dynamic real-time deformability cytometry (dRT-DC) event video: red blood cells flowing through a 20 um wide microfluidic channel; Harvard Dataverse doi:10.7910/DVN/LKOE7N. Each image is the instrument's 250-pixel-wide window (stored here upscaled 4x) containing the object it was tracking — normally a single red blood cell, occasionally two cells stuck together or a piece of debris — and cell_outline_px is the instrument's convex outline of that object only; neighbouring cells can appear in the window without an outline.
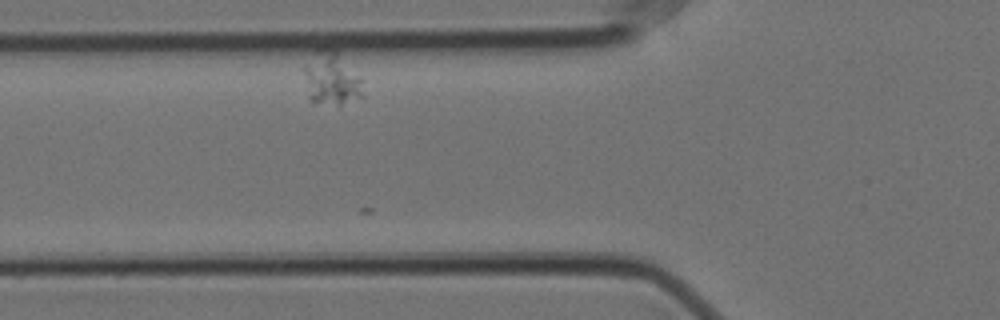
{"species": "Egyptian fruit bat (a non-hibernating species)", "species_latin": "Rousettus aegyptiacus", "temperature_condition": "cold", "stored_images_in_passage": 14, "camera_frame_rate_fps": 3000, "um_per_image_px": 0.085, "animal": {"sex": "female"}, "frame": {"image": 1, "passage_image": 5, "time_ms": 1.333, "image_size_px": [1000, 320], "cell_outline_px": [[364, 96], [340, 104], [336, 104], [308, 100], [304, 72], [304, 68], [316, 48], [332, 48], [336, 52], [360, 80]], "centroid_in_image_um": [28.11, 6.68], "position_along_channel_um": 97.7, "area_um2": 17.46}}
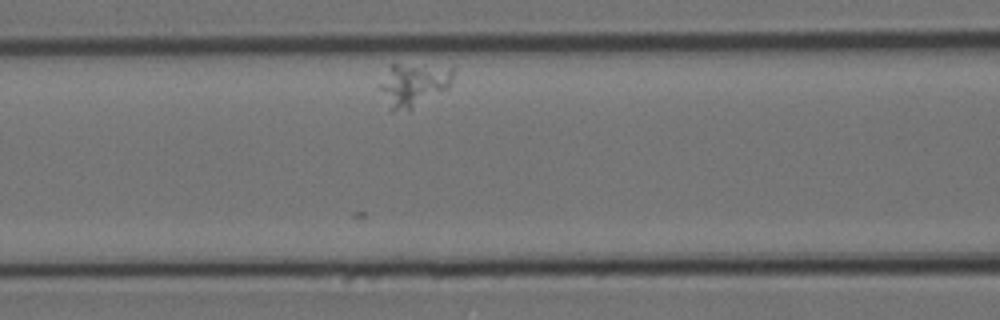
{"frame": {"image": 2, "passage_image": 9, "time_ms": 2.667, "image_size_px": [1000, 320], "cell_outline_px": [[456, 68], [452, 80], [448, 88], [412, 108], [392, 112], [388, 112], [380, 88], [380, 84], [392, 64], [452, 64]], "centroid_in_image_um": [35.22, 7.16], "position_along_channel_um": 131.4, "area_um2": 18.9}}
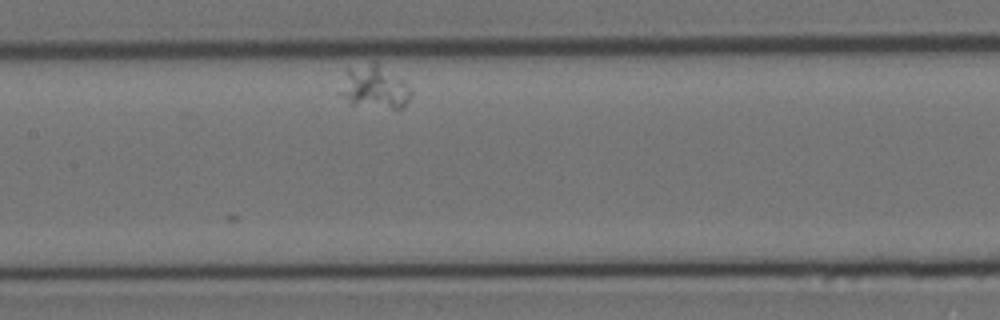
{"frame": {"image": 3, "passage_image": 14, "time_ms": 4.333, "image_size_px": [1000, 320], "cell_outline_px": [[412, 96], [404, 108], [392, 108], [348, 104], [336, 92], [344, 68], [372, 60], [376, 60], [400, 80], [412, 92]], "centroid_in_image_um": [31.68, 7.36], "position_along_channel_um": 175.7, "area_um2": 18.55}}